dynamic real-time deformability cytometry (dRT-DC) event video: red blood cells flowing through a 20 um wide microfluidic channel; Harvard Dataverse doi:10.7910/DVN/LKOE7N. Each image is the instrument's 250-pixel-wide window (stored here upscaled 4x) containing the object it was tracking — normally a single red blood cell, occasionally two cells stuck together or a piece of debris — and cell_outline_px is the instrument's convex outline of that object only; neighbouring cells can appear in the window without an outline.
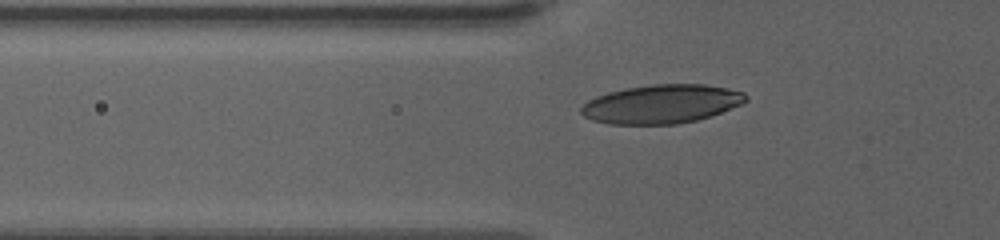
{"species": "human", "species_latin": "Homo sapiens", "temperature_condition": "warm", "stored_images_in_passage": 47, "camera_frame_rate_fps": 3000, "um_per_image_px": 0.085, "donor": {"sex": "female"}, "frame": {"image": 1, "passage_image": 12, "time_ms": 3.667, "image_size_px": [1000, 240], "cell_outline_px": [[748, 100], [740, 104], [720, 112], [696, 120], [676, 124], [608, 124], [592, 120], [584, 116], [580, 112], [580, 108], [588, 100], [596, 96], [608, 92], [624, 88], [652, 84], [704, 84], [728, 88], [744, 92], [748, 96]], "centroid_in_image_um": [56.2, 8.83], "position_along_channel_um": 69.6, "area_um2": 37.17}}
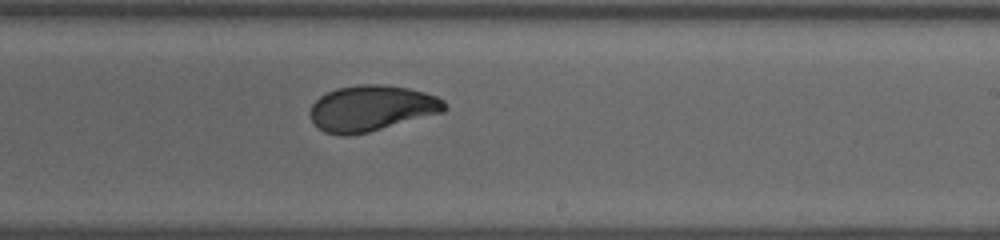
{"frame": {"image": 2, "passage_image": 28, "time_ms": 9.0, "image_size_px": [1000, 240], "cell_outline_px": [[448, 108], [444, 112], [368, 132], [348, 136], [340, 136], [324, 132], [312, 120], [308, 112], [312, 104], [320, 96], [336, 88], [360, 84], [384, 84], [408, 88], [424, 92], [436, 96], [444, 100]], "centroid_in_image_um": [31.58, 9.2], "position_along_channel_um": 257.4, "area_um2": 36.01}}
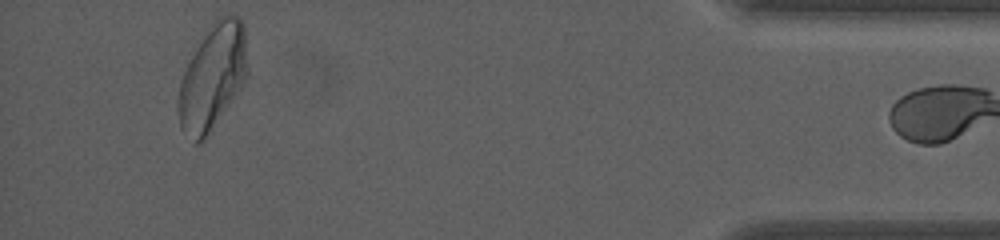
{"frame": {"image": 3, "passage_image": 46, "time_ms": 15.0, "image_size_px": [1000, 240], "cell_outline_px": [[248, 72], [240, 88], [204, 136], [196, 144], [180, 128], [176, 108], [180, 84], [184, 72], [192, 56], [216, 16], [232, 12], [240, 16], [244, 24], [248, 68]], "centroid_in_image_um": [18.08, 6.44], "position_along_channel_um": 417.1, "area_um2": 41.67}}